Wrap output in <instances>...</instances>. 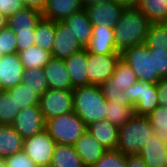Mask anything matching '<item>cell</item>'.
I'll list each match as a JSON object with an SVG mask.
<instances>
[{"instance_id": "cell-1", "label": "cell", "mask_w": 167, "mask_h": 167, "mask_svg": "<svg viewBox=\"0 0 167 167\" xmlns=\"http://www.w3.org/2000/svg\"><path fill=\"white\" fill-rule=\"evenodd\" d=\"M151 22L137 7H125L114 26L115 45L119 53L145 43Z\"/></svg>"}, {"instance_id": "cell-2", "label": "cell", "mask_w": 167, "mask_h": 167, "mask_svg": "<svg viewBox=\"0 0 167 167\" xmlns=\"http://www.w3.org/2000/svg\"><path fill=\"white\" fill-rule=\"evenodd\" d=\"M107 103L100 86L88 85L73 89V111L86 126L106 119Z\"/></svg>"}, {"instance_id": "cell-3", "label": "cell", "mask_w": 167, "mask_h": 167, "mask_svg": "<svg viewBox=\"0 0 167 167\" xmlns=\"http://www.w3.org/2000/svg\"><path fill=\"white\" fill-rule=\"evenodd\" d=\"M119 138L116 150L123 155L138 154L139 150L154 136V129L147 116L133 117L119 127Z\"/></svg>"}, {"instance_id": "cell-4", "label": "cell", "mask_w": 167, "mask_h": 167, "mask_svg": "<svg viewBox=\"0 0 167 167\" xmlns=\"http://www.w3.org/2000/svg\"><path fill=\"white\" fill-rule=\"evenodd\" d=\"M87 126L74 112L46 120L45 130L56 144L74 145Z\"/></svg>"}, {"instance_id": "cell-5", "label": "cell", "mask_w": 167, "mask_h": 167, "mask_svg": "<svg viewBox=\"0 0 167 167\" xmlns=\"http://www.w3.org/2000/svg\"><path fill=\"white\" fill-rule=\"evenodd\" d=\"M121 59L132 69L138 81L157 84L162 78L154 75L153 55L145 44L135 45L121 53Z\"/></svg>"}, {"instance_id": "cell-6", "label": "cell", "mask_w": 167, "mask_h": 167, "mask_svg": "<svg viewBox=\"0 0 167 167\" xmlns=\"http://www.w3.org/2000/svg\"><path fill=\"white\" fill-rule=\"evenodd\" d=\"M124 94L134 105V115L147 116L158 106L157 85L148 81H137L124 90Z\"/></svg>"}, {"instance_id": "cell-7", "label": "cell", "mask_w": 167, "mask_h": 167, "mask_svg": "<svg viewBox=\"0 0 167 167\" xmlns=\"http://www.w3.org/2000/svg\"><path fill=\"white\" fill-rule=\"evenodd\" d=\"M45 120L73 111V90L48 89L39 100Z\"/></svg>"}, {"instance_id": "cell-8", "label": "cell", "mask_w": 167, "mask_h": 167, "mask_svg": "<svg viewBox=\"0 0 167 167\" xmlns=\"http://www.w3.org/2000/svg\"><path fill=\"white\" fill-rule=\"evenodd\" d=\"M56 143L46 130L24 139L23 151L38 167H49Z\"/></svg>"}, {"instance_id": "cell-9", "label": "cell", "mask_w": 167, "mask_h": 167, "mask_svg": "<svg viewBox=\"0 0 167 167\" xmlns=\"http://www.w3.org/2000/svg\"><path fill=\"white\" fill-rule=\"evenodd\" d=\"M121 54L98 55L87 52V72L89 85L99 86L111 78Z\"/></svg>"}, {"instance_id": "cell-10", "label": "cell", "mask_w": 167, "mask_h": 167, "mask_svg": "<svg viewBox=\"0 0 167 167\" xmlns=\"http://www.w3.org/2000/svg\"><path fill=\"white\" fill-rule=\"evenodd\" d=\"M11 126L23 139H27L44 131L46 120L39 105H33L21 109Z\"/></svg>"}, {"instance_id": "cell-11", "label": "cell", "mask_w": 167, "mask_h": 167, "mask_svg": "<svg viewBox=\"0 0 167 167\" xmlns=\"http://www.w3.org/2000/svg\"><path fill=\"white\" fill-rule=\"evenodd\" d=\"M124 8L122 4L115 0H110L89 5L84 9L93 27L114 28Z\"/></svg>"}, {"instance_id": "cell-12", "label": "cell", "mask_w": 167, "mask_h": 167, "mask_svg": "<svg viewBox=\"0 0 167 167\" xmlns=\"http://www.w3.org/2000/svg\"><path fill=\"white\" fill-rule=\"evenodd\" d=\"M24 67L18 53L0 57V90H8L22 83Z\"/></svg>"}, {"instance_id": "cell-13", "label": "cell", "mask_w": 167, "mask_h": 167, "mask_svg": "<svg viewBox=\"0 0 167 167\" xmlns=\"http://www.w3.org/2000/svg\"><path fill=\"white\" fill-rule=\"evenodd\" d=\"M72 30L63 22H56V35L52 46V58L65 59L82 50Z\"/></svg>"}, {"instance_id": "cell-14", "label": "cell", "mask_w": 167, "mask_h": 167, "mask_svg": "<svg viewBox=\"0 0 167 167\" xmlns=\"http://www.w3.org/2000/svg\"><path fill=\"white\" fill-rule=\"evenodd\" d=\"M74 147L85 167H91L97 163L107 150L88 130L76 140Z\"/></svg>"}, {"instance_id": "cell-15", "label": "cell", "mask_w": 167, "mask_h": 167, "mask_svg": "<svg viewBox=\"0 0 167 167\" xmlns=\"http://www.w3.org/2000/svg\"><path fill=\"white\" fill-rule=\"evenodd\" d=\"M114 35V28L93 27L92 37L85 49L98 55L121 54L116 49Z\"/></svg>"}, {"instance_id": "cell-16", "label": "cell", "mask_w": 167, "mask_h": 167, "mask_svg": "<svg viewBox=\"0 0 167 167\" xmlns=\"http://www.w3.org/2000/svg\"><path fill=\"white\" fill-rule=\"evenodd\" d=\"M49 89L73 90L64 59L52 58L43 68Z\"/></svg>"}, {"instance_id": "cell-17", "label": "cell", "mask_w": 167, "mask_h": 167, "mask_svg": "<svg viewBox=\"0 0 167 167\" xmlns=\"http://www.w3.org/2000/svg\"><path fill=\"white\" fill-rule=\"evenodd\" d=\"M64 63L70 75L73 88L89 85L87 72V50L85 48L72 54L70 57L65 58Z\"/></svg>"}, {"instance_id": "cell-18", "label": "cell", "mask_w": 167, "mask_h": 167, "mask_svg": "<svg viewBox=\"0 0 167 167\" xmlns=\"http://www.w3.org/2000/svg\"><path fill=\"white\" fill-rule=\"evenodd\" d=\"M82 9L84 8L80 0H47L42 16L54 22H63L67 17Z\"/></svg>"}, {"instance_id": "cell-19", "label": "cell", "mask_w": 167, "mask_h": 167, "mask_svg": "<svg viewBox=\"0 0 167 167\" xmlns=\"http://www.w3.org/2000/svg\"><path fill=\"white\" fill-rule=\"evenodd\" d=\"M138 155L144 160L147 167H166L167 143L153 136L139 150Z\"/></svg>"}, {"instance_id": "cell-20", "label": "cell", "mask_w": 167, "mask_h": 167, "mask_svg": "<svg viewBox=\"0 0 167 167\" xmlns=\"http://www.w3.org/2000/svg\"><path fill=\"white\" fill-rule=\"evenodd\" d=\"M63 23L72 30L74 37L83 48L89 44L92 37L93 25L85 9L73 13L71 16L67 17Z\"/></svg>"}, {"instance_id": "cell-21", "label": "cell", "mask_w": 167, "mask_h": 167, "mask_svg": "<svg viewBox=\"0 0 167 167\" xmlns=\"http://www.w3.org/2000/svg\"><path fill=\"white\" fill-rule=\"evenodd\" d=\"M86 130L107 150H116L119 128L111 124L107 119L87 125Z\"/></svg>"}, {"instance_id": "cell-22", "label": "cell", "mask_w": 167, "mask_h": 167, "mask_svg": "<svg viewBox=\"0 0 167 167\" xmlns=\"http://www.w3.org/2000/svg\"><path fill=\"white\" fill-rule=\"evenodd\" d=\"M42 12L25 7L8 18L7 27L16 32H35L37 23L42 18Z\"/></svg>"}, {"instance_id": "cell-23", "label": "cell", "mask_w": 167, "mask_h": 167, "mask_svg": "<svg viewBox=\"0 0 167 167\" xmlns=\"http://www.w3.org/2000/svg\"><path fill=\"white\" fill-rule=\"evenodd\" d=\"M24 139L11 125L0 124V159L23 151Z\"/></svg>"}, {"instance_id": "cell-24", "label": "cell", "mask_w": 167, "mask_h": 167, "mask_svg": "<svg viewBox=\"0 0 167 167\" xmlns=\"http://www.w3.org/2000/svg\"><path fill=\"white\" fill-rule=\"evenodd\" d=\"M49 167H85L74 145L56 144Z\"/></svg>"}, {"instance_id": "cell-25", "label": "cell", "mask_w": 167, "mask_h": 167, "mask_svg": "<svg viewBox=\"0 0 167 167\" xmlns=\"http://www.w3.org/2000/svg\"><path fill=\"white\" fill-rule=\"evenodd\" d=\"M24 69L44 68L52 59V53L38 47L36 44L28 49L18 51Z\"/></svg>"}, {"instance_id": "cell-26", "label": "cell", "mask_w": 167, "mask_h": 167, "mask_svg": "<svg viewBox=\"0 0 167 167\" xmlns=\"http://www.w3.org/2000/svg\"><path fill=\"white\" fill-rule=\"evenodd\" d=\"M137 81L138 78L132 69L120 58L115 66L113 75L105 83L109 87H117L119 90L124 91Z\"/></svg>"}, {"instance_id": "cell-27", "label": "cell", "mask_w": 167, "mask_h": 167, "mask_svg": "<svg viewBox=\"0 0 167 167\" xmlns=\"http://www.w3.org/2000/svg\"><path fill=\"white\" fill-rule=\"evenodd\" d=\"M137 8L151 23L167 22V0H140Z\"/></svg>"}, {"instance_id": "cell-28", "label": "cell", "mask_w": 167, "mask_h": 167, "mask_svg": "<svg viewBox=\"0 0 167 167\" xmlns=\"http://www.w3.org/2000/svg\"><path fill=\"white\" fill-rule=\"evenodd\" d=\"M55 35L56 22L42 17L35 28V44L51 52Z\"/></svg>"}, {"instance_id": "cell-29", "label": "cell", "mask_w": 167, "mask_h": 167, "mask_svg": "<svg viewBox=\"0 0 167 167\" xmlns=\"http://www.w3.org/2000/svg\"><path fill=\"white\" fill-rule=\"evenodd\" d=\"M134 105H124L119 102H108L106 119L116 127H121L134 115Z\"/></svg>"}, {"instance_id": "cell-30", "label": "cell", "mask_w": 167, "mask_h": 167, "mask_svg": "<svg viewBox=\"0 0 167 167\" xmlns=\"http://www.w3.org/2000/svg\"><path fill=\"white\" fill-rule=\"evenodd\" d=\"M22 84L30 88L40 97L49 89L48 82L42 68L24 69Z\"/></svg>"}, {"instance_id": "cell-31", "label": "cell", "mask_w": 167, "mask_h": 167, "mask_svg": "<svg viewBox=\"0 0 167 167\" xmlns=\"http://www.w3.org/2000/svg\"><path fill=\"white\" fill-rule=\"evenodd\" d=\"M150 50L167 51V27L165 23H151L144 43Z\"/></svg>"}, {"instance_id": "cell-32", "label": "cell", "mask_w": 167, "mask_h": 167, "mask_svg": "<svg viewBox=\"0 0 167 167\" xmlns=\"http://www.w3.org/2000/svg\"><path fill=\"white\" fill-rule=\"evenodd\" d=\"M20 106L6 90H0V124L12 125L20 112Z\"/></svg>"}, {"instance_id": "cell-33", "label": "cell", "mask_w": 167, "mask_h": 167, "mask_svg": "<svg viewBox=\"0 0 167 167\" xmlns=\"http://www.w3.org/2000/svg\"><path fill=\"white\" fill-rule=\"evenodd\" d=\"M6 91L11 97H14V100L17 105L20 106V109H24L28 106L39 105L40 96L22 83Z\"/></svg>"}, {"instance_id": "cell-34", "label": "cell", "mask_w": 167, "mask_h": 167, "mask_svg": "<svg viewBox=\"0 0 167 167\" xmlns=\"http://www.w3.org/2000/svg\"><path fill=\"white\" fill-rule=\"evenodd\" d=\"M147 117L154 129V136L167 143V107L158 106Z\"/></svg>"}, {"instance_id": "cell-35", "label": "cell", "mask_w": 167, "mask_h": 167, "mask_svg": "<svg viewBox=\"0 0 167 167\" xmlns=\"http://www.w3.org/2000/svg\"><path fill=\"white\" fill-rule=\"evenodd\" d=\"M91 167H127V156L118 150H106L98 162Z\"/></svg>"}, {"instance_id": "cell-36", "label": "cell", "mask_w": 167, "mask_h": 167, "mask_svg": "<svg viewBox=\"0 0 167 167\" xmlns=\"http://www.w3.org/2000/svg\"><path fill=\"white\" fill-rule=\"evenodd\" d=\"M0 44L2 55L17 53L16 34L9 27L0 30Z\"/></svg>"}, {"instance_id": "cell-37", "label": "cell", "mask_w": 167, "mask_h": 167, "mask_svg": "<svg viewBox=\"0 0 167 167\" xmlns=\"http://www.w3.org/2000/svg\"><path fill=\"white\" fill-rule=\"evenodd\" d=\"M103 96L108 102H119L124 105H133L129 98L124 94V91L117 87H109L105 82L100 85Z\"/></svg>"}, {"instance_id": "cell-38", "label": "cell", "mask_w": 167, "mask_h": 167, "mask_svg": "<svg viewBox=\"0 0 167 167\" xmlns=\"http://www.w3.org/2000/svg\"><path fill=\"white\" fill-rule=\"evenodd\" d=\"M150 54L153 55L154 75L167 78V51L150 50Z\"/></svg>"}, {"instance_id": "cell-39", "label": "cell", "mask_w": 167, "mask_h": 167, "mask_svg": "<svg viewBox=\"0 0 167 167\" xmlns=\"http://www.w3.org/2000/svg\"><path fill=\"white\" fill-rule=\"evenodd\" d=\"M4 162L6 167H38L24 151L10 155Z\"/></svg>"}, {"instance_id": "cell-40", "label": "cell", "mask_w": 167, "mask_h": 167, "mask_svg": "<svg viewBox=\"0 0 167 167\" xmlns=\"http://www.w3.org/2000/svg\"><path fill=\"white\" fill-rule=\"evenodd\" d=\"M24 8L25 6L21 0H0V12L6 19Z\"/></svg>"}, {"instance_id": "cell-41", "label": "cell", "mask_w": 167, "mask_h": 167, "mask_svg": "<svg viewBox=\"0 0 167 167\" xmlns=\"http://www.w3.org/2000/svg\"><path fill=\"white\" fill-rule=\"evenodd\" d=\"M17 53L35 45V32H16Z\"/></svg>"}, {"instance_id": "cell-42", "label": "cell", "mask_w": 167, "mask_h": 167, "mask_svg": "<svg viewBox=\"0 0 167 167\" xmlns=\"http://www.w3.org/2000/svg\"><path fill=\"white\" fill-rule=\"evenodd\" d=\"M156 85L159 106L167 107V78L161 79Z\"/></svg>"}, {"instance_id": "cell-43", "label": "cell", "mask_w": 167, "mask_h": 167, "mask_svg": "<svg viewBox=\"0 0 167 167\" xmlns=\"http://www.w3.org/2000/svg\"><path fill=\"white\" fill-rule=\"evenodd\" d=\"M25 7L43 11L47 0H21Z\"/></svg>"}, {"instance_id": "cell-44", "label": "cell", "mask_w": 167, "mask_h": 167, "mask_svg": "<svg viewBox=\"0 0 167 167\" xmlns=\"http://www.w3.org/2000/svg\"><path fill=\"white\" fill-rule=\"evenodd\" d=\"M127 167H147L144 160L138 155L127 156Z\"/></svg>"}, {"instance_id": "cell-45", "label": "cell", "mask_w": 167, "mask_h": 167, "mask_svg": "<svg viewBox=\"0 0 167 167\" xmlns=\"http://www.w3.org/2000/svg\"><path fill=\"white\" fill-rule=\"evenodd\" d=\"M117 3L122 4L124 7H137L140 0H115Z\"/></svg>"}, {"instance_id": "cell-46", "label": "cell", "mask_w": 167, "mask_h": 167, "mask_svg": "<svg viewBox=\"0 0 167 167\" xmlns=\"http://www.w3.org/2000/svg\"><path fill=\"white\" fill-rule=\"evenodd\" d=\"M81 1V5L83 8H86L89 5L95 4V3H101V2H106V1H110V0H80Z\"/></svg>"}, {"instance_id": "cell-47", "label": "cell", "mask_w": 167, "mask_h": 167, "mask_svg": "<svg viewBox=\"0 0 167 167\" xmlns=\"http://www.w3.org/2000/svg\"><path fill=\"white\" fill-rule=\"evenodd\" d=\"M8 19L0 12V30L7 27Z\"/></svg>"}, {"instance_id": "cell-48", "label": "cell", "mask_w": 167, "mask_h": 167, "mask_svg": "<svg viewBox=\"0 0 167 167\" xmlns=\"http://www.w3.org/2000/svg\"><path fill=\"white\" fill-rule=\"evenodd\" d=\"M0 167H6L4 159H0Z\"/></svg>"}]
</instances>
